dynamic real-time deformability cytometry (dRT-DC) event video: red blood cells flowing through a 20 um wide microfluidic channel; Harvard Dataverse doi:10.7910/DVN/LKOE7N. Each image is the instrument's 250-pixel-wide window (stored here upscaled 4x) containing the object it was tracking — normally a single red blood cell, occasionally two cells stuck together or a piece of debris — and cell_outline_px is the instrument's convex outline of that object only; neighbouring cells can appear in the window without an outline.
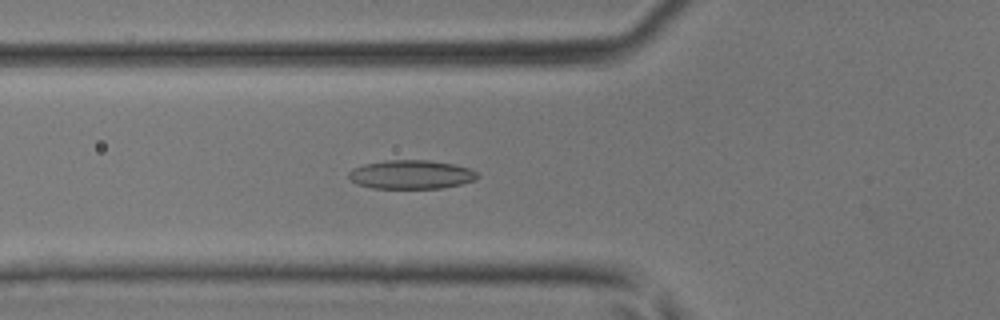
{"species": "common noctule bat (a hibernating species)", "species_latin": "Nyctalus noctula", "temperature_condition": "room temperature", "stored_images_in_passage": 21, "camera_frame_rate_fps": 3000, "um_per_image_px": 0.085, "animal": {"sex": "male", "body_mass_g": 17.9, "forearm_length_mm": 54.2}, "frame": {"image": 1, "passage_image": 12, "time_ms": 3.667, "image_size_px": [1000, 320], "cell_outline_px": [[480, 176], [476, 180], [460, 184], [440, 188], [372, 188], [356, 184], [348, 176], [348, 172], [352, 168], [364, 164], [388, 160], [428, 160], [456, 164], [468, 168], [476, 172]], "centroid_in_image_um": [34.95, 14.83], "position_along_channel_um": 90.9, "area_um2": 21.68}}
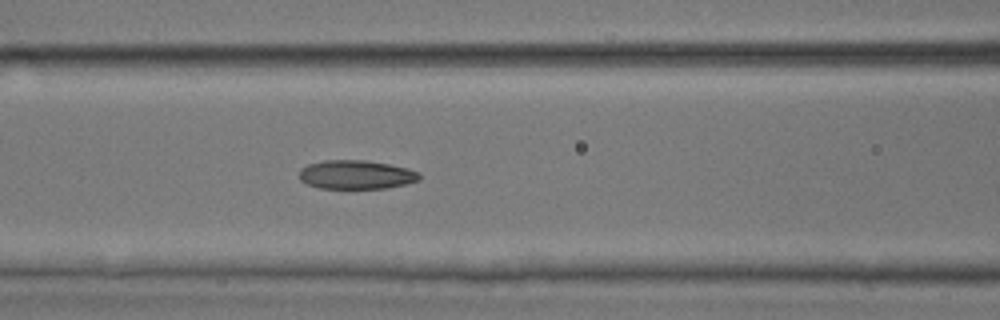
{"frame": {"image": 2, "passage_image": 15, "time_ms": 4.667, "image_size_px": [1000, 320], "cell_outline_px": [[420, 180], [408, 184], [388, 188], [320, 188], [308, 184], [300, 180], [300, 168], [308, 164], [324, 160], [364, 160], [388, 164], [408, 168], [420, 172]], "centroid_in_image_um": [30.31, 14.84], "position_along_channel_um": 136.3, "area_um2": 20.29}}
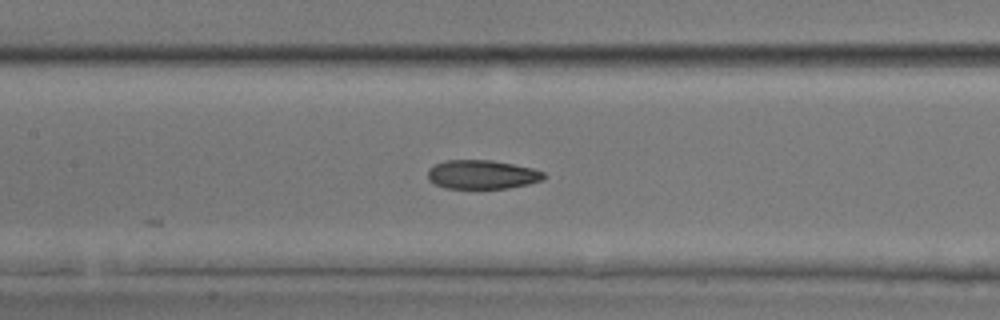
{"frame": {"image": 3, "passage_image": 17, "time_ms": 5.333, "image_size_px": [1000, 320], "cell_outline_px": [[548, 176], [544, 180], [528, 184], [508, 188], [444, 188], [428, 180], [428, 168], [444, 160], [492, 160], [532, 168], [544, 172]], "centroid_in_image_um": [40.99, 14.83], "position_along_channel_um": 166.4, "area_um2": 19.65}}